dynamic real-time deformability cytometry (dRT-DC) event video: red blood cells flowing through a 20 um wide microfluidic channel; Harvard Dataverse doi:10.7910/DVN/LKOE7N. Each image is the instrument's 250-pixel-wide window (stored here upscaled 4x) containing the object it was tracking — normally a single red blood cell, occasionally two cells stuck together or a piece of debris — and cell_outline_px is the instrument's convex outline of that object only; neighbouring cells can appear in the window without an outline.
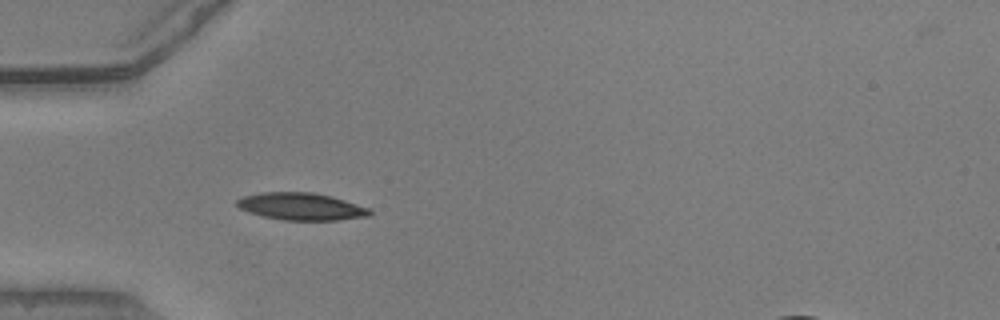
{"species": "common noctule bat (a hibernating species)", "species_latin": "Nyctalus noctula", "temperature_condition": "warm", "stored_images_in_passage": 37, "camera_frame_rate_fps": 3000, "um_per_image_px": 0.085, "animal": {"sex": "male", "body_mass_g": 20.5, "forearm_length_mm": 52.5}, "frame": {"image": 1, "passage_image": 1, "time_ms": 0.0, "image_size_px": [1000, 320], "cell_outline_px": [[372, 212], [368, 216], [336, 220], [284, 220], [264, 216], [248, 212], [240, 208], [236, 204], [236, 200], [244, 196], [260, 192], [312, 192], [332, 196], [368, 208]], "centroid_in_image_um": [25.57, 17.54], "position_along_channel_um": 59.4, "area_um2": 20.92}}
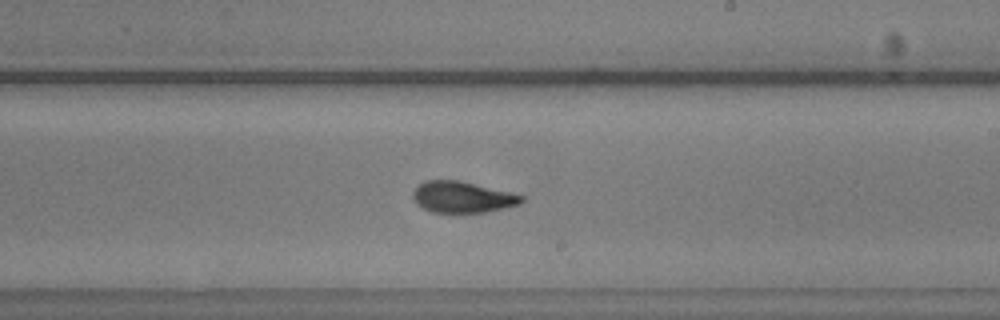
{"frame": {"image": 2, "passage_image": 16, "time_ms": 5.0, "image_size_px": [1000, 320], "cell_outline_px": [[524, 200], [520, 204], [504, 208], [484, 212], [432, 212], [416, 204], [412, 196], [412, 192], [424, 180], [460, 180], [524, 196]], "centroid_in_image_um": [39.28, 16.75], "position_along_channel_um": 249.7, "area_um2": 19.59}}
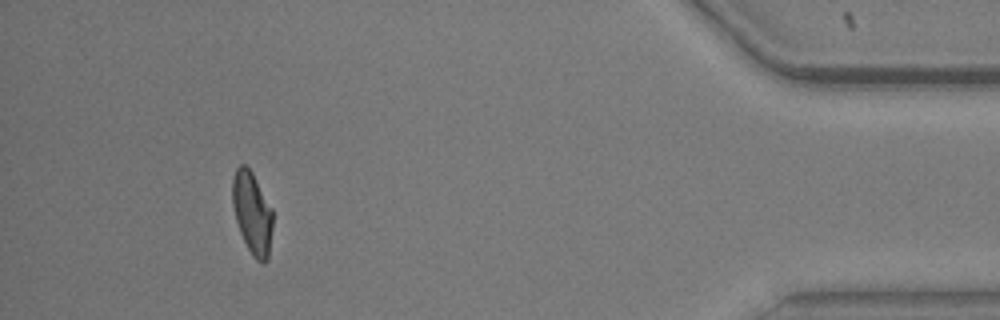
{"frame": {"image": 3, "passage_image": 33, "time_ms": 10.667, "image_size_px": [1000, 320], "cell_outline_px": [[272, 228], [268, 260], [264, 264], [256, 260], [252, 256], [240, 232], [236, 220], [232, 204], [232, 180], [236, 168], [240, 164], [244, 164], [252, 172], [272, 208]], "centroid_in_image_um": [21.43, 18.11], "position_along_channel_um": 413.8, "area_um2": 19.31}, "authors_computed_cell_mechanics": {"area_um2": 20.0566, "velocity_mm_per_s": 3.8919, "shape_relaxation_time_tau1_ms": 6.1944, "shape_relaxation_time_tau2_ms": 1.6845, "deformation_change_tau1": 0.1984, "deformation_change_tau2": 0.0859}}